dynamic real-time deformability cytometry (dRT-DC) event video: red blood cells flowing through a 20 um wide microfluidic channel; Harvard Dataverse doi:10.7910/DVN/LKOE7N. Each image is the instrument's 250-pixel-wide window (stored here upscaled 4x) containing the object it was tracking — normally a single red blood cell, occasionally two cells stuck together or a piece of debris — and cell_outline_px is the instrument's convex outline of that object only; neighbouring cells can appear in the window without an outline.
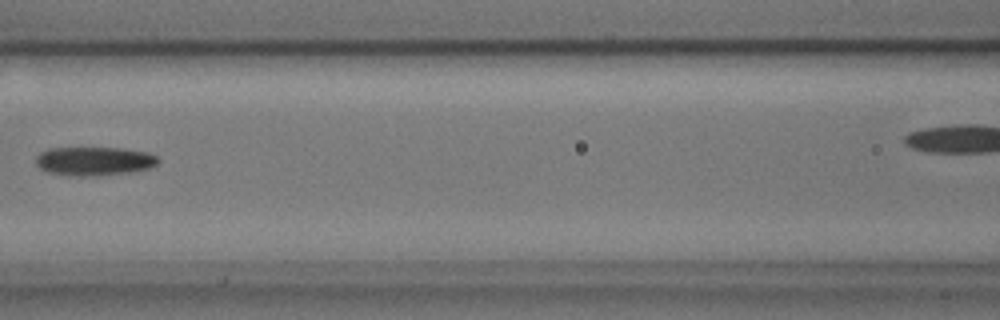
{"species": "common noctule bat (a hibernating species)", "species_latin": "Nyctalus noctula", "temperature_condition": "cold", "stored_images_in_passage": 7, "camera_frame_rate_fps": 3000, "um_per_image_px": 0.085, "animal": {"sex": "male", "body_mass_g": 17.9, "forearm_length_mm": 54.2}, "frame": {"image": 1, "passage_image": 6, "time_ms": 1.667, "image_size_px": [1000, 320], "cell_outline_px": [[160, 160], [156, 164], [148, 168], [132, 172], [96, 176], [68, 176], [48, 172], [40, 168], [36, 164], [36, 156], [40, 152], [48, 148], [124, 148], [148, 152], [156, 156]], "centroid_in_image_um": [7.99, 13.7], "position_along_channel_um": 158.6, "area_um2": 20.69}}
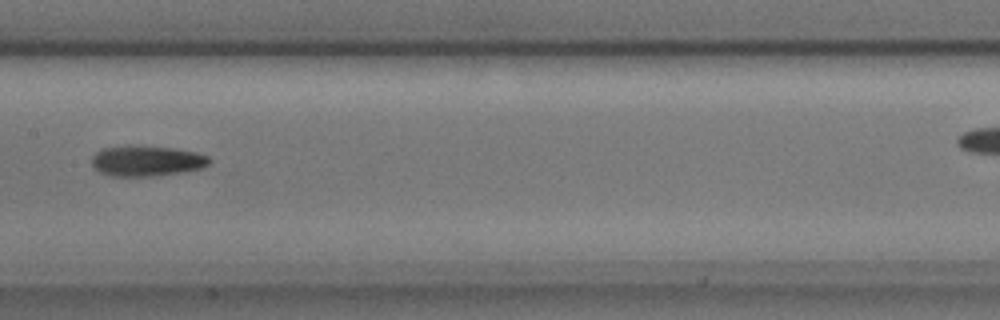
{"frame": {"image": 2, "passage_image": 7, "time_ms": 2.0, "image_size_px": [1000, 320], "cell_outline_px": [[212, 160], [204, 168], [184, 172], [152, 176], [112, 176], [100, 172], [92, 168], [92, 156], [96, 152], [104, 148], [172, 148], [196, 152], [208, 156]], "centroid_in_image_um": [12.51, 13.73], "position_along_channel_um": 194.9, "area_um2": 20.29}}